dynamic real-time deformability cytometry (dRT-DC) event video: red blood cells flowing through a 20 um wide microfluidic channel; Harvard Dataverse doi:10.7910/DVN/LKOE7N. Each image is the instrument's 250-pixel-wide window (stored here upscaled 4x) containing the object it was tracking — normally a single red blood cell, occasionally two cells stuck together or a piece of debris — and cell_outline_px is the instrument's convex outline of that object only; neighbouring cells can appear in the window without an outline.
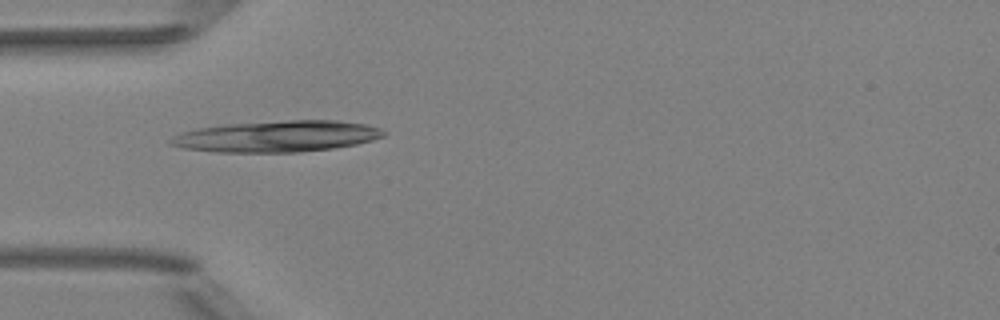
{"species": "Egyptian fruit bat (a non-hibernating species)", "species_latin": "Rousettus aegyptiacus", "temperature_condition": "room temperature", "stored_images_in_passage": 6, "camera_frame_rate_fps": 3000, "um_per_image_px": 0.085, "animal": {"sex": "female"}, "frame": {"image": 1, "passage_image": 5, "time_ms": 1.333, "image_size_px": [1000, 320], "cell_outline_px": [[384, 136], [372, 140], [356, 144], [332, 148], [300, 152], [216, 152], [180, 148], [168, 144], [168, 140], [172, 136], [184, 132], [200, 128], [224, 124], [288, 120], [336, 120], [364, 124], [380, 128], [384, 132]], "centroid_in_image_um": [23.5, 11.59], "position_along_channel_um": 61.5, "area_um2": 38.78}}
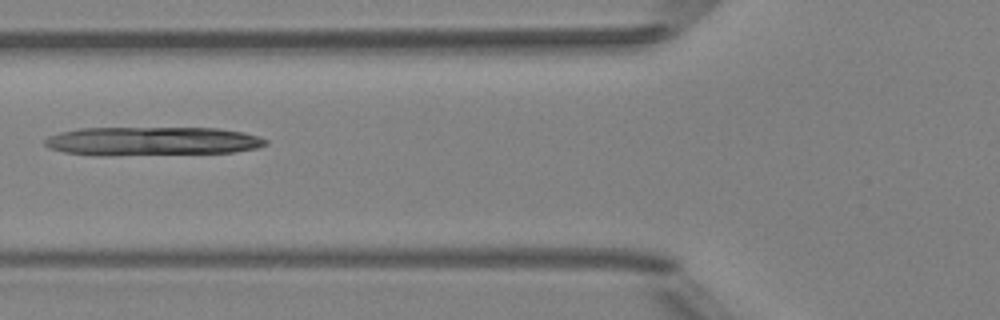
{"frame": {"image": 2, "passage_image": 6, "time_ms": 1.667, "image_size_px": [1000, 320], "cell_outline_px": [[268, 144], [256, 148], [236, 152], [108, 156], [96, 156], [64, 152], [48, 148], [44, 144], [44, 140], [48, 136], [60, 132], [80, 128], [216, 128], [244, 132], [268, 140]], "centroid_in_image_um": [12.89, 12.01], "position_along_channel_um": 112.9, "area_um2": 37.4}}